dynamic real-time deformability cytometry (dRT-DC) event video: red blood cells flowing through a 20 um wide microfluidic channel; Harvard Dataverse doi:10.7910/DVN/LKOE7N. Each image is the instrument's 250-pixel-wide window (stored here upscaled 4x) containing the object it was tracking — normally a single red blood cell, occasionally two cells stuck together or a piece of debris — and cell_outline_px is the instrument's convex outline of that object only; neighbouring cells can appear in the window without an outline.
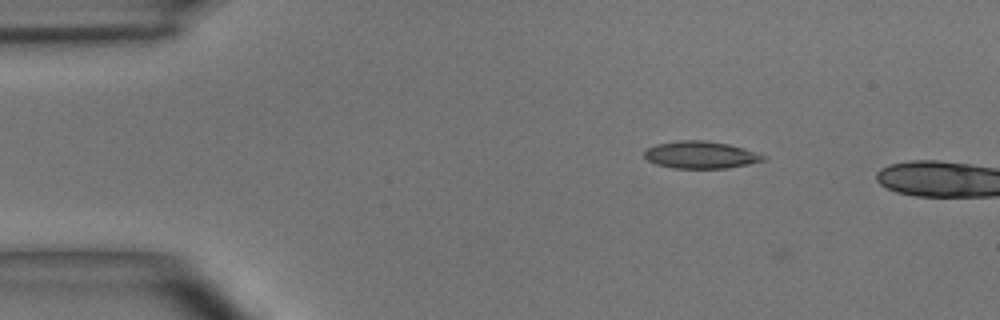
{"species": "common noctule bat (a hibernating species)", "species_latin": "Nyctalus noctula", "temperature_condition": "room temperature", "stored_images_in_passage": 3, "camera_frame_rate_fps": 3000, "um_per_image_px": 0.085, "animal": {"sex": "male", "body_mass_g": 15.6}, "frame": {"image": 1, "passage_image": 1, "time_ms": 0.0, "image_size_px": [1000, 320], "cell_outline_px": [[768, 156], [764, 160], [748, 164], [728, 168], [672, 168], [656, 164], [648, 160], [644, 156], [644, 152], [648, 148], [656, 144], [676, 140], [704, 140], [728, 144], [744, 148]], "centroid_in_image_um": [59.56, 13.16], "position_along_channel_um": 25.4, "area_um2": 18.9}}